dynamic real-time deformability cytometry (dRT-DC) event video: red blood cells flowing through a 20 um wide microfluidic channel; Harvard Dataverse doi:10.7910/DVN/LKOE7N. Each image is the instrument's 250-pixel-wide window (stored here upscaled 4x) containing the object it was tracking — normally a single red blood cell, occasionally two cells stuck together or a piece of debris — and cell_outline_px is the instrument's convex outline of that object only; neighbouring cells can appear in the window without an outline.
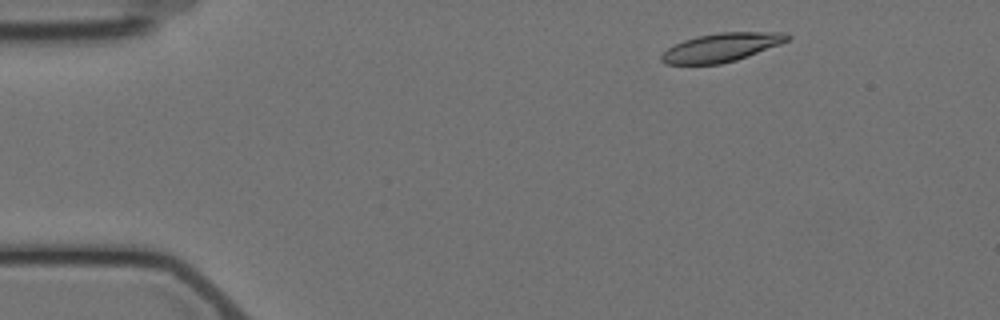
{"species": "Egyptian fruit bat (a non-hibernating species)", "species_latin": "Rousettus aegyptiacus", "temperature_condition": "cold", "stored_images_in_passage": 8, "camera_frame_rate_fps": 3000, "um_per_image_px": 0.085, "animal": {"sex": "female"}, "frame": {"image": 1, "passage_image": 1, "time_ms": 0.0, "image_size_px": [1000, 320], "cell_outline_px": [[792, 36], [788, 40], [780, 44], [736, 60], [720, 64], [664, 64], [660, 60], [660, 56], [668, 48], [684, 40], [696, 36], [720, 32], [788, 32]], "centroid_in_image_um": [61.33, 4.02], "position_along_channel_um": 23.7, "area_um2": 20.92}}
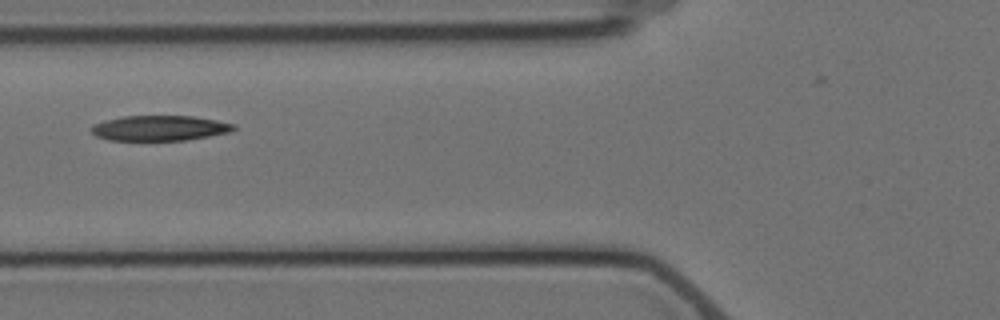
{"frame": {"image": 2, "passage_image": 5, "time_ms": 4.667, "image_size_px": [1000, 320], "cell_outline_px": [[236, 128], [228, 132], [208, 136], [184, 140], [108, 140], [96, 136], [92, 132], [92, 124], [104, 120], [124, 116], [192, 116], [216, 120], [236, 124]], "centroid_in_image_um": [13.55, 10.88], "position_along_channel_um": 112.3, "area_um2": 20.81}}
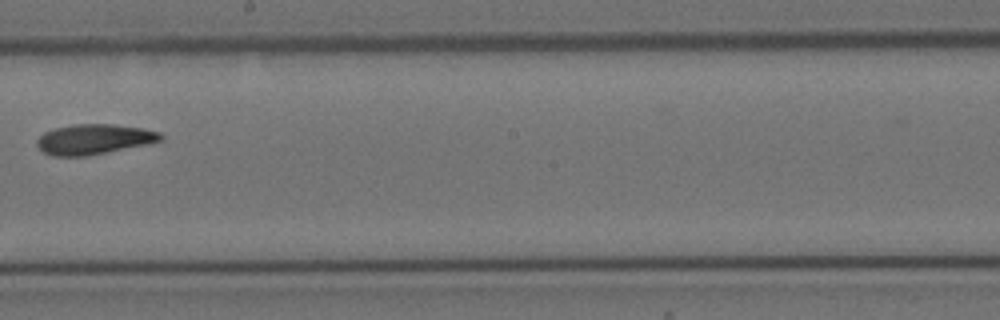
{"frame": {"image": 3, "passage_image": 8, "time_ms": 8.333, "image_size_px": [1000, 320], "cell_outline_px": [[164, 140], [148, 144], [88, 156], [52, 156], [44, 152], [36, 144], [36, 140], [44, 132], [56, 128], [76, 124], [112, 124], [144, 128], [160, 132], [164, 136]], "centroid_in_image_um": [8.03, 11.84], "position_along_channel_um": 240.2, "area_um2": 21.85}}